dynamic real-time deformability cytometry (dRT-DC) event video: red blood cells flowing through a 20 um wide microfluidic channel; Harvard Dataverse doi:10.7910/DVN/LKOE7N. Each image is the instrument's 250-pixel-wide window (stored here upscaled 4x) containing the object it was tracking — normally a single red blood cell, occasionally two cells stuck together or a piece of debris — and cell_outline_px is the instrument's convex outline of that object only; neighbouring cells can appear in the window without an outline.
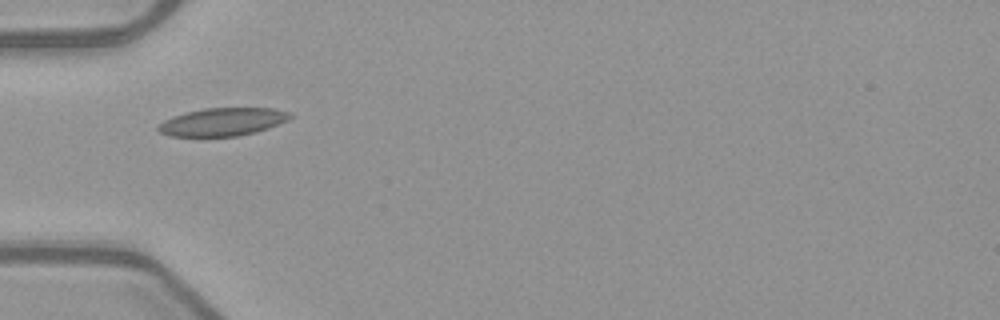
{"species": "common noctule bat (a hibernating species)", "species_latin": "Nyctalus noctula", "temperature_condition": "warm", "stored_images_in_passage": 32, "camera_frame_rate_fps": 3000, "um_per_image_px": 0.085, "animal": {"sex": "female", "body_mass_g": 21.9}, "frame": {"image": 1, "passage_image": 1, "time_ms": 0.0, "image_size_px": [1000, 320], "cell_outline_px": [[292, 116], [288, 120], [268, 128], [256, 132], [236, 136], [168, 136], [160, 132], [156, 128], [164, 120], [172, 116], [204, 108], [276, 108], [288, 112]], "centroid_in_image_um": [18.92, 10.36], "position_along_channel_um": 66.1, "area_um2": 21.39}}
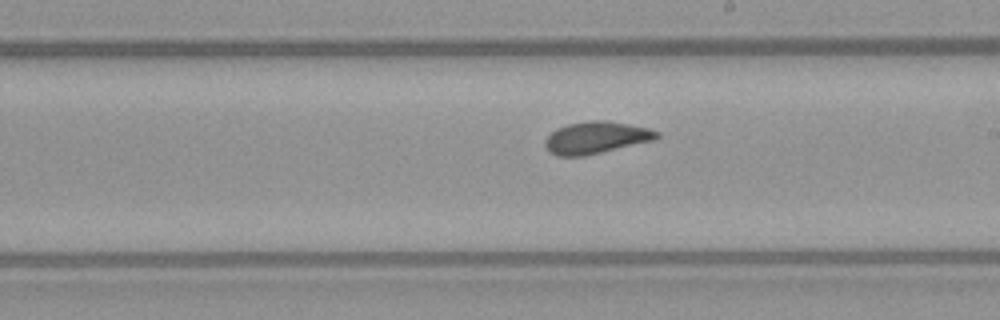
{"frame": {"image": 2, "passage_image": 14, "time_ms": 4.333, "image_size_px": [1000, 320], "cell_outline_px": [[660, 136], [656, 140], [584, 156], [556, 156], [548, 152], [544, 144], [544, 140], [556, 128], [568, 124], [592, 120], [604, 120], [628, 124], [648, 128], [660, 132]], "centroid_in_image_um": [50.67, 11.7], "position_along_channel_um": 238.3, "area_um2": 20.98}}
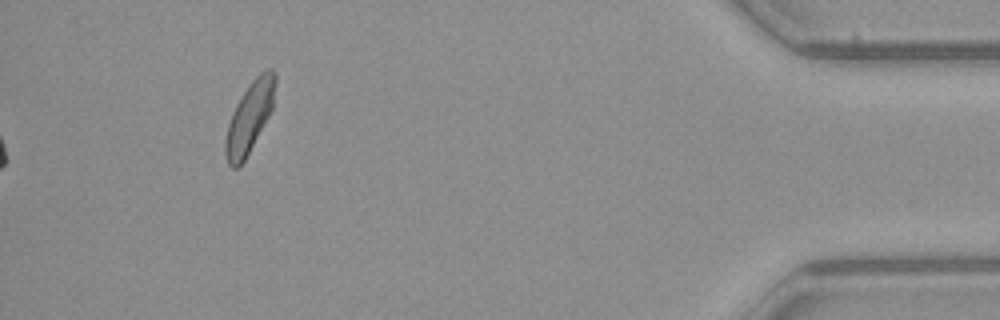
{"frame": {"image": 3, "passage_image": 32, "time_ms": 10.333, "image_size_px": [1000, 320], "cell_outline_px": [[276, 80], [272, 108], [268, 116], [244, 160], [236, 168], [232, 168], [228, 164], [224, 152], [224, 140], [228, 124], [232, 112], [236, 104], [252, 80], [264, 68], [272, 68], [276, 72]], "centroid_in_image_um": [21.2, 9.93], "position_along_channel_um": 414.0, "area_um2": 20.23}, "authors_computed_cell_mechanics": {"area_um2": 20.4323, "velocity_mm_per_s": 3.9824, "shape_relaxation_time_tau1_ms": 5.9704, "shape_relaxation_time_tau2_ms": 1.3464, "deformation_change_tau1": 0.1314, "deformation_change_tau2": 0.0677}}